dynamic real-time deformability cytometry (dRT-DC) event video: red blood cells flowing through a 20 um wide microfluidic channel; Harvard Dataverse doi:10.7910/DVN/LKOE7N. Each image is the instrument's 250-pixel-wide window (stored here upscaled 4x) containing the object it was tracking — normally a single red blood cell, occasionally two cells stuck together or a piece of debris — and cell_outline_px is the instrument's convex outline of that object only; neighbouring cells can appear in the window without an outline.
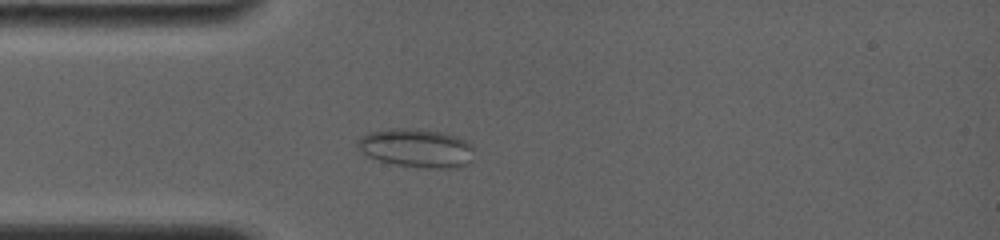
{"species": "common noctule bat (a hibernating species)", "species_latin": "Nyctalus noctula", "temperature_condition": "room temperature", "stored_images_in_passage": 20, "camera_frame_rate_fps": 4000, "um_per_image_px": 0.085, "animal": {"sex": "female", "body_mass_g": 19.0, "forearm_length_mm": 56.7}, "frame": {"image": 1, "passage_image": 7, "time_ms": 2.5, "image_size_px": [1000, 240], "cell_outline_px": [[472, 160], [468, 164], [456, 168], [424, 168], [396, 164], [380, 160], [368, 156], [356, 148], [356, 140], [360, 136], [368, 132], [388, 128], [412, 128], [440, 132], [456, 136], [468, 140], [472, 144]], "centroid_in_image_um": [35.39, 12.57], "position_along_channel_um": 49.6, "area_um2": 26.53}}
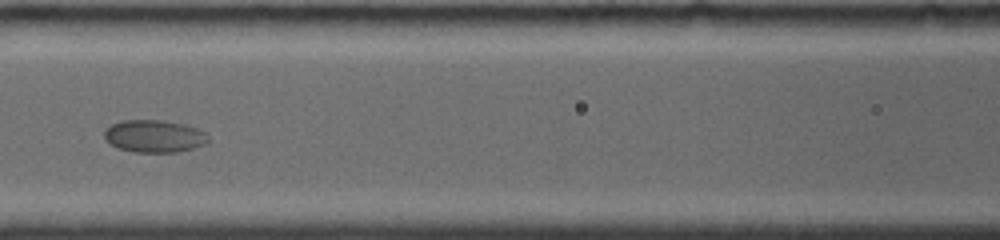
{"frame": {"image": 2, "passage_image": 13, "time_ms": 5.5, "image_size_px": [1000, 240], "cell_outline_px": [[208, 140], [204, 144], [192, 148], [176, 152], [136, 152], [120, 148], [112, 144], [104, 136], [104, 132], [112, 124], [120, 120], [160, 120], [184, 124], [196, 128], [204, 132], [208, 136]], "centroid_in_image_um": [13.12, 11.56], "position_along_channel_um": 153.5, "area_um2": 19.31}}
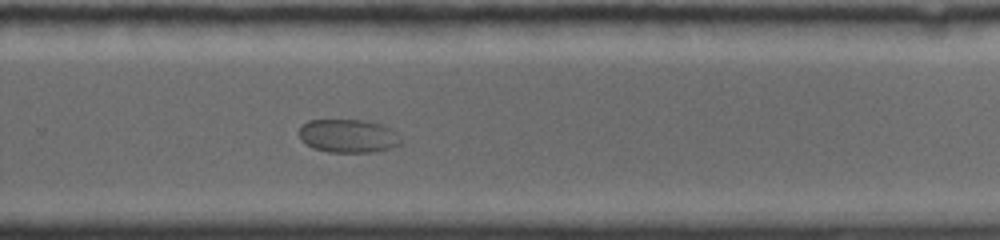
{"frame": {"image": 3, "passage_image": 20, "time_ms": 9.5, "image_size_px": [1000, 240], "cell_outline_px": [[404, 140], [400, 144], [388, 148], [372, 152], [328, 152], [312, 148], [304, 144], [300, 140], [300, 128], [308, 120], [368, 120], [384, 124], [392, 128]], "centroid_in_image_um": [29.62, 11.55], "position_along_channel_um": 300.2, "area_um2": 20.11}}